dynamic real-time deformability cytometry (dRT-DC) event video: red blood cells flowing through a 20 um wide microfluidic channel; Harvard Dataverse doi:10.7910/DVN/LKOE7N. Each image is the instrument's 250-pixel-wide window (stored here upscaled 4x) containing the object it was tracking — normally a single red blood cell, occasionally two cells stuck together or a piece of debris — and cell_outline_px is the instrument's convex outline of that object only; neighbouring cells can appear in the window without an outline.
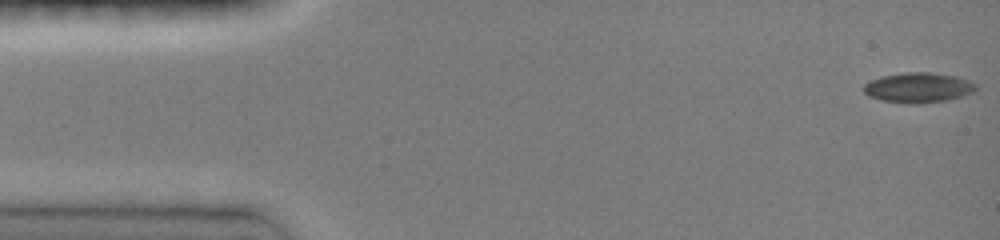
{"species": "common noctule bat (a hibernating species)", "species_latin": "Nyctalus noctula", "temperature_condition": "room temperature", "stored_images_in_passage": 46, "camera_frame_rate_fps": 3000, "um_per_image_px": 0.085, "animal": {"sex": "female", "body_mass_g": 19.0, "forearm_length_mm": 51.5}, "frame": {"image": 1, "passage_image": 1, "time_ms": 0.0, "image_size_px": [1000, 240], "cell_outline_px": [[976, 88], [972, 92], [948, 100], [916, 104], [912, 104], [880, 100], [868, 96], [864, 92], [864, 84], [880, 76], [904, 72], [928, 72], [956, 76], [968, 80], [976, 84]], "centroid_in_image_um": [78.02, 7.44], "position_along_channel_um": 7.0, "area_um2": 19.59}}
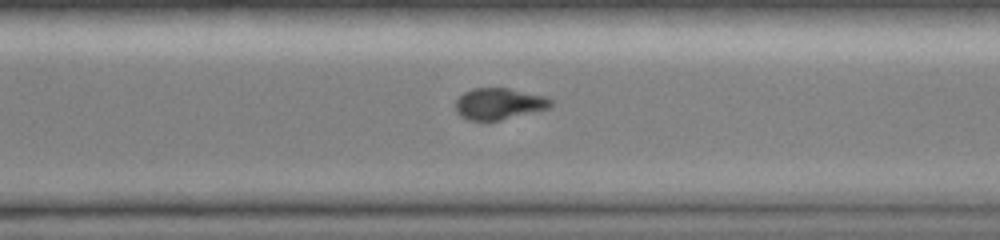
{"frame": {"image": 2, "passage_image": 33, "time_ms": 10.667, "image_size_px": [1000, 240], "cell_outline_px": [[552, 104], [548, 108], [500, 120], [468, 120], [460, 116], [456, 112], [456, 100], [464, 92], [472, 88], [508, 88], [544, 96], [552, 100]], "centroid_in_image_um": [42.38, 8.81], "position_along_channel_um": 328.2, "area_um2": 17.22}}
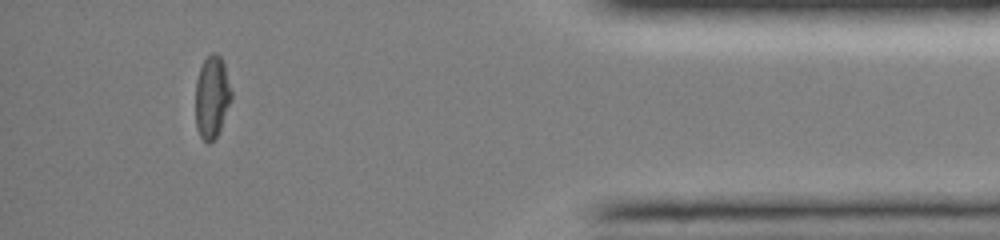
{"frame": {"image": 3, "passage_image": 42, "time_ms": 13.667, "image_size_px": [1000, 240], "cell_outline_px": [[232, 100], [220, 128], [216, 136], [208, 144], [200, 136], [196, 128], [196, 80], [200, 68], [204, 60], [212, 52], [216, 52], [220, 56], [224, 64], [232, 92]], "centroid_in_image_um": [18.02, 8.23], "position_along_channel_um": 417.2, "area_um2": 17.17}, "authors_computed_cell_mechanics": {"area_um2": 18.6405, "velocity_mm_per_s": 4.148, "shape_relaxation_time_tau1_ms": 8.4862, "shape_relaxation_time_tau2_ms": 8.4109, "deformation_change_tau1": 0.1664, "deformation_change_tau2": 0.1382}}